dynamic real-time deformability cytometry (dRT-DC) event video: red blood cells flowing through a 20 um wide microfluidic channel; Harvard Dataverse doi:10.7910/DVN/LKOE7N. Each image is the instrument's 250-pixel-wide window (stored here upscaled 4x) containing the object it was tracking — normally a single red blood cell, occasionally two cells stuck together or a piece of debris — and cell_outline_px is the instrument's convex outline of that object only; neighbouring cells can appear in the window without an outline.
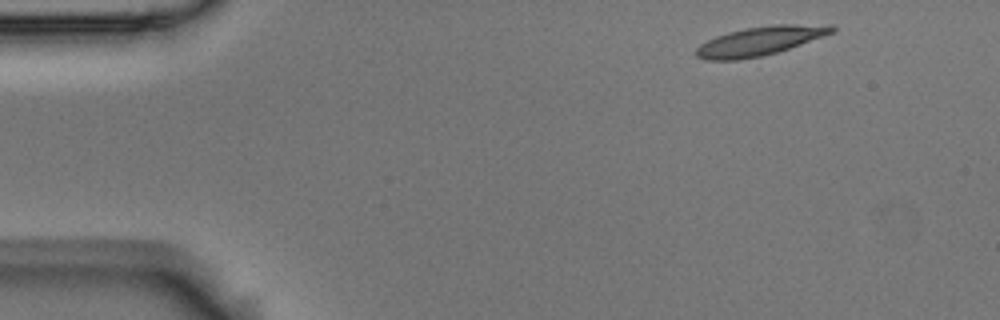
{"species": "Egyptian fruit bat (a non-hibernating species)", "species_latin": "Rousettus aegyptiacus", "temperature_condition": "room temperature", "stored_images_in_passage": 6, "segment_of_instrument_passage": [2, 2], "camera_frame_rate_fps": 3000, "um_per_image_px": 0.085, "animal": {"sex": "male"}, "frame": {"image": 1, "passage_image": 6, "time_ms": 1.667, "image_size_px": [1000, 320], "cell_outline_px": [[836, 32], [776, 52], [760, 56], [740, 60], [704, 60], [696, 56], [696, 48], [700, 44], [716, 36], [728, 32], [744, 28], [772, 24], [832, 24], [836, 28]], "centroid_in_image_um": [64.62, 3.47], "position_along_channel_um": 20.4, "area_um2": 23.0}}